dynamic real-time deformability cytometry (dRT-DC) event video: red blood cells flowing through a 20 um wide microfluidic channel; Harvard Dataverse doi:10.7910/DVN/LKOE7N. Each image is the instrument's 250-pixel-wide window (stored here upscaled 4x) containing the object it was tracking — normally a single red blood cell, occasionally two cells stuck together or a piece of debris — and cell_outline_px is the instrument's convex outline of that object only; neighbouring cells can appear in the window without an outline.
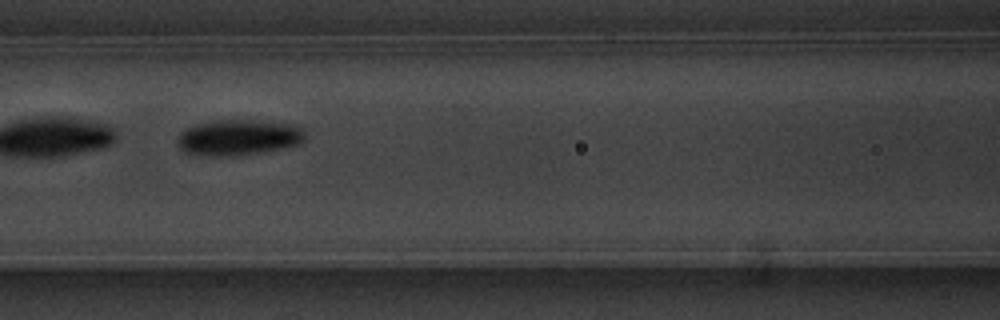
{"species": "common noctule bat (a hibernating species)", "species_latin": "Nyctalus noctula", "temperature_condition": "warm", "stored_images_in_passage": 16, "camera_frame_rate_fps": 3000, "um_per_image_px": 0.085, "animal": {"sex": "male", "body_mass_g": 20.1, "forearm_length_mm": 53.5}, "frame": {"image": 1, "passage_image": 13, "time_ms": 4.0, "image_size_px": [1000, 320], "cell_outline_px": [[304, 140], [300, 144], [284, 148], [260, 152], [232, 156], [212, 156], [184, 152], [180, 148], [176, 140], [180, 132], [196, 124], [216, 120], [252, 120], [292, 124], [300, 128], [304, 132]], "centroid_in_image_um": [20.25, 11.68], "position_along_channel_um": 146.3, "area_um2": 26.47}}